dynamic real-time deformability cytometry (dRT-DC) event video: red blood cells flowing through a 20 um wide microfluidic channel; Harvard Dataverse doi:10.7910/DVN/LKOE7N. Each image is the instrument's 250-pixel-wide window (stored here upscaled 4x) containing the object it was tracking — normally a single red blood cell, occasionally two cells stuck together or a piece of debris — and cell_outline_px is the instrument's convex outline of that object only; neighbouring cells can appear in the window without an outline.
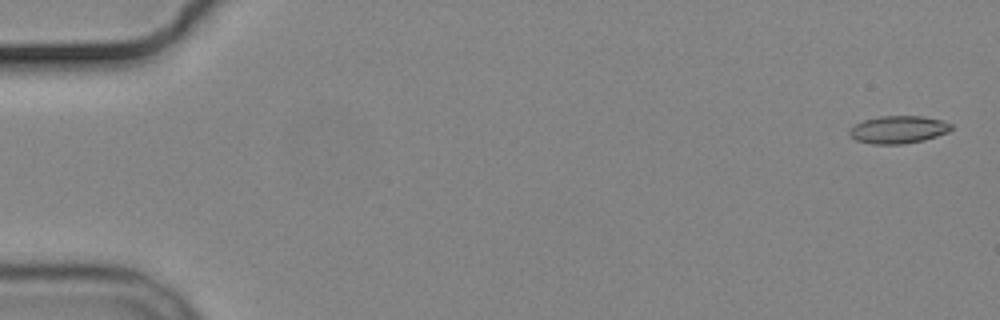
{"species": "common noctule bat (a hibernating species)", "species_latin": "Nyctalus noctula", "temperature_condition": "cold", "stored_images_in_passage": 4, "camera_frame_rate_fps": 3000, "um_per_image_px": 0.085, "animal": {"sex": "male", "body_mass_g": 19.2, "forearm_length_mm": 51.8}, "frame": {"image": 1, "passage_image": 1, "time_ms": 0.0, "image_size_px": [1000, 320], "cell_outline_px": [[952, 128], [948, 132], [924, 140], [904, 144], [872, 144], [856, 140], [848, 136], [848, 132], [856, 124], [864, 120], [880, 116], [924, 116], [940, 120], [952, 124]], "centroid_in_image_um": [76.35, 11.02], "position_along_channel_um": 8.7, "area_um2": 16.36}}
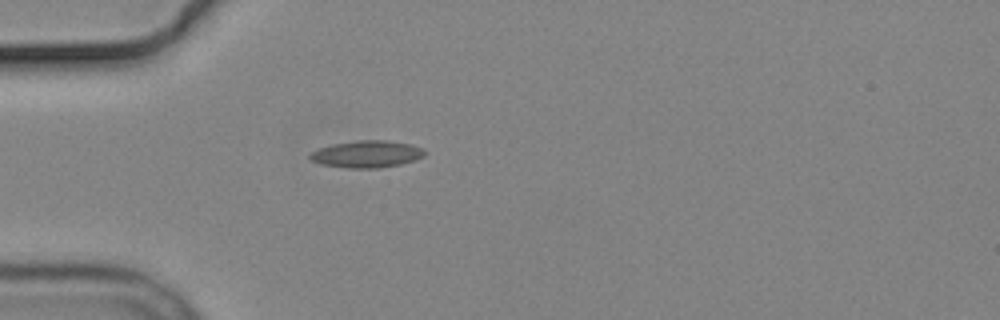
{"frame": {"image": 2, "passage_image": 4, "time_ms": 5.0, "image_size_px": [1000, 320], "cell_outline_px": [[424, 156], [416, 160], [400, 164], [380, 168], [348, 168], [320, 164], [312, 160], [308, 156], [312, 152], [320, 148], [332, 144], [360, 140], [388, 140], [412, 144], [424, 148]], "centroid_in_image_um": [31.21, 13.09], "position_along_channel_um": 53.8, "area_um2": 18.09}}